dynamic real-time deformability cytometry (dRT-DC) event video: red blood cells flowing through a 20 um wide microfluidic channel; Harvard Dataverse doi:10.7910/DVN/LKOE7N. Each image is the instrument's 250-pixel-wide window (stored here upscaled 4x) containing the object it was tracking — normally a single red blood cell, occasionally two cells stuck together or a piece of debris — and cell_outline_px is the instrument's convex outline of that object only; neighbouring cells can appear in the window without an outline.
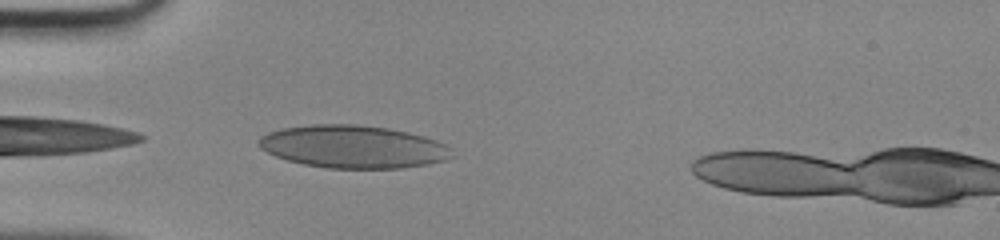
{"species": "human", "species_latin": "Homo sapiens", "temperature_condition": "room temperature", "stored_images_in_passage": 32, "camera_frame_rate_fps": 3000, "um_per_image_px": 0.085, "donor": {"sex": "male"}, "frame": {"image": 1, "passage_image": 1, "time_ms": 0.0, "image_size_px": [1000, 240], "cell_outline_px": [[456, 156], [444, 160], [424, 164], [400, 168], [328, 168], [304, 164], [288, 160], [276, 156], [260, 148], [260, 136], [268, 132], [284, 128], [312, 124], [356, 124], [388, 128], [408, 132], [424, 136], [436, 140], [452, 148]], "centroid_in_image_um": [30.05, 12.46], "position_along_channel_um": 54.9, "area_um2": 47.97}}
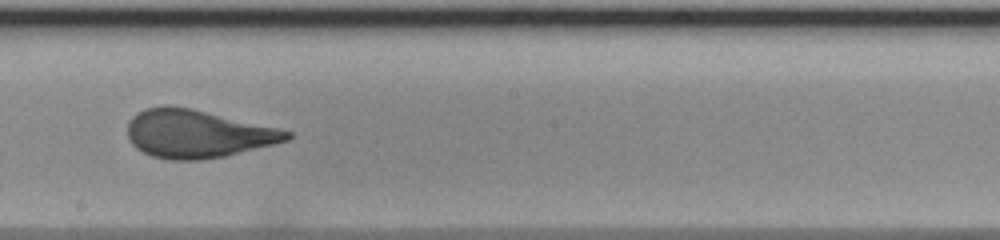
{"frame": {"image": 2, "passage_image": 14, "time_ms": 4.333, "image_size_px": [1000, 240], "cell_outline_px": [[292, 136], [288, 140], [224, 156], [200, 160], [168, 160], [152, 156], [136, 148], [132, 144], [128, 136], [128, 120], [132, 116], [144, 108], [168, 104], [192, 108], [280, 128], [292, 132]], "centroid_in_image_um": [16.75, 11.35], "position_along_channel_um": 231.5, "area_um2": 44.74}}
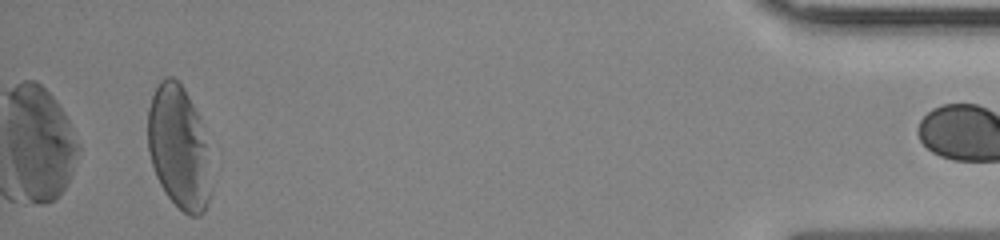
{"frame": {"image": 3, "passage_image": 32, "time_ms": 10.333, "image_size_px": [1000, 240], "cell_outline_px": [[208, 204], [204, 212], [200, 216], [188, 216], [164, 192], [156, 176], [148, 152], [148, 108], [152, 96], [160, 80], [168, 76], [172, 76], [184, 88], [200, 120], [204, 144], [208, 196]], "centroid_in_image_um": [15.11, 12.51], "position_along_channel_um": 420.1, "area_um2": 43.81}}